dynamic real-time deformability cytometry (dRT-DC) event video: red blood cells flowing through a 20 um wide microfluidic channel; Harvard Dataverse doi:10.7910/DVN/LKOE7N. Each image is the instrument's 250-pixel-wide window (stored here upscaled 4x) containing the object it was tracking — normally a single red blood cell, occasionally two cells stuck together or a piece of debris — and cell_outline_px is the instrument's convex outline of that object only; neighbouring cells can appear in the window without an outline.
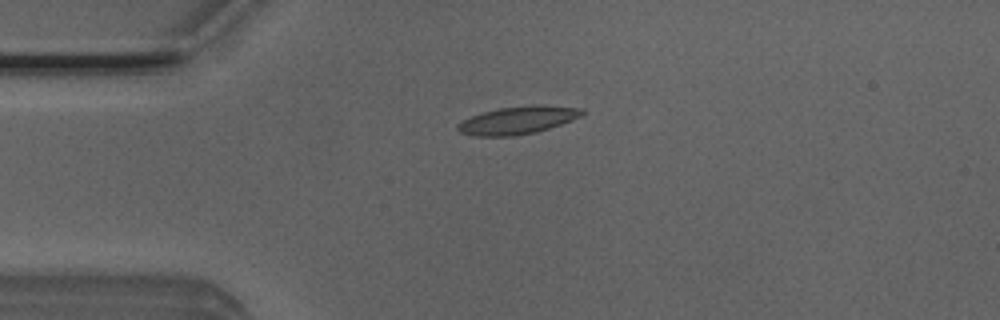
{"species": "Egyptian fruit bat (a non-hibernating species)", "species_latin": "Rousettus aegyptiacus", "temperature_condition": "room temperature", "stored_images_in_passage": 5, "camera_frame_rate_fps": 3000, "um_per_image_px": 0.085, "animal": {"sex": "male"}, "frame": {"image": 1, "passage_image": 4, "time_ms": 1.0, "image_size_px": [1000, 320], "cell_outline_px": [[584, 116], [536, 132], [512, 136], [472, 136], [460, 132], [456, 128], [456, 124], [460, 120], [484, 112], [500, 108], [536, 104], [540, 104], [584, 108]], "centroid_in_image_um": [44.02, 10.21], "position_along_channel_um": 41.0, "area_um2": 20.29}}